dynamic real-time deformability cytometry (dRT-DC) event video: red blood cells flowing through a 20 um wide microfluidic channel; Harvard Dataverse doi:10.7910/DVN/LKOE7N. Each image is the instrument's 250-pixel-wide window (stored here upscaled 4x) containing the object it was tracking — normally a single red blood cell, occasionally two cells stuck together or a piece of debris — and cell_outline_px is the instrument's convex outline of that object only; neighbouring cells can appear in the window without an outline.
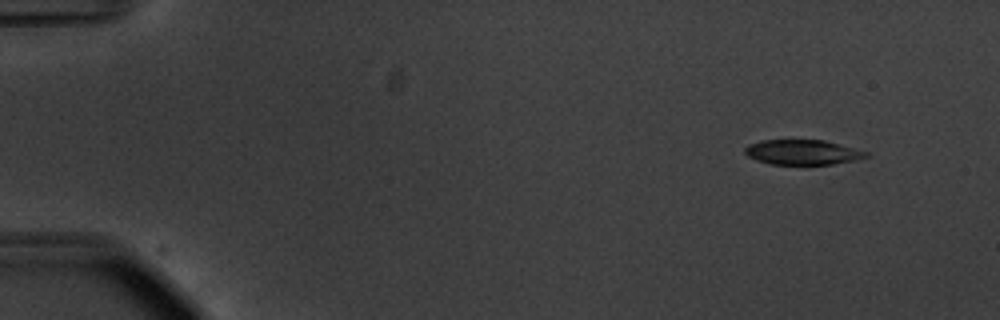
{"species": "common noctule bat (a hibernating species)", "species_latin": "Nyctalus noctula", "temperature_condition": "warm", "stored_images_in_passage": 2, "camera_frame_rate_fps": 3000, "um_per_image_px": 0.085, "animal": {"sex": "male", "body_mass_g": 20.1, "forearm_length_mm": 53.5}, "frame": {"image": 1, "passage_image": 1, "time_ms": 0.0, "image_size_px": [1000, 320], "cell_outline_px": [[872, 156], [856, 160], [832, 164], [804, 168], [768, 164], [756, 160], [748, 156], [744, 152], [744, 148], [748, 144], [760, 140], [824, 140], [868, 152]], "centroid_in_image_um": [68.2, 12.99], "position_along_channel_um": 16.8, "area_um2": 18.61}}